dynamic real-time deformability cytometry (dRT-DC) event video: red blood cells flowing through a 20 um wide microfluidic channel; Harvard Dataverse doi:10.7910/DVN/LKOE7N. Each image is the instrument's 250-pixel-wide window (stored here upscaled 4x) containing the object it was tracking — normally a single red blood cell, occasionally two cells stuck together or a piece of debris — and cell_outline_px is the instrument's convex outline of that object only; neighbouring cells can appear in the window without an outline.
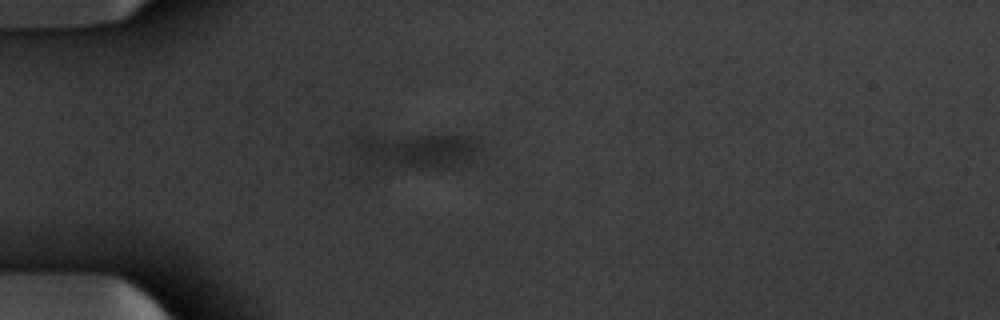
{"species": "common noctule bat (a hibernating species)", "species_latin": "Nyctalus noctula", "temperature_condition": "warm", "stored_images_in_passage": 51, "segment_of_instrument_passage": [1, 2], "camera_frame_rate_fps": 3000, "um_per_image_px": 0.085, "animal": {"sex": "male", "body_mass_g": 20.1, "forearm_length_mm": 53.5}, "frame": {"image": 1, "passage_image": 14, "time_ms": 4.333, "image_size_px": [1000, 320], "cell_outline_px": [[484, 152], [476, 160], [464, 164], [440, 168], [412, 168], [384, 164], [368, 160], [356, 152], [348, 136], [448, 132], [480, 136], [484, 144]], "centroid_in_image_um": [35.68, 12.68], "position_along_channel_um": 49.3, "area_um2": 28.15}}
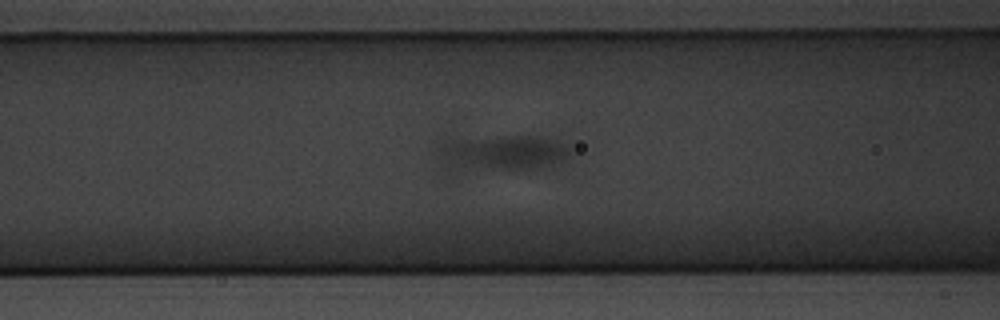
{"frame": {"image": 2, "passage_image": 21, "time_ms": 6.667, "image_size_px": [1000, 320], "cell_outline_px": [[576, 152], [564, 160], [556, 164], [532, 168], [448, 168], [436, 140], [512, 136], [536, 136], [556, 140], [568, 144]], "centroid_in_image_um": [42.82, 12.94], "position_along_channel_um": 123.8, "area_um2": 26.82}}